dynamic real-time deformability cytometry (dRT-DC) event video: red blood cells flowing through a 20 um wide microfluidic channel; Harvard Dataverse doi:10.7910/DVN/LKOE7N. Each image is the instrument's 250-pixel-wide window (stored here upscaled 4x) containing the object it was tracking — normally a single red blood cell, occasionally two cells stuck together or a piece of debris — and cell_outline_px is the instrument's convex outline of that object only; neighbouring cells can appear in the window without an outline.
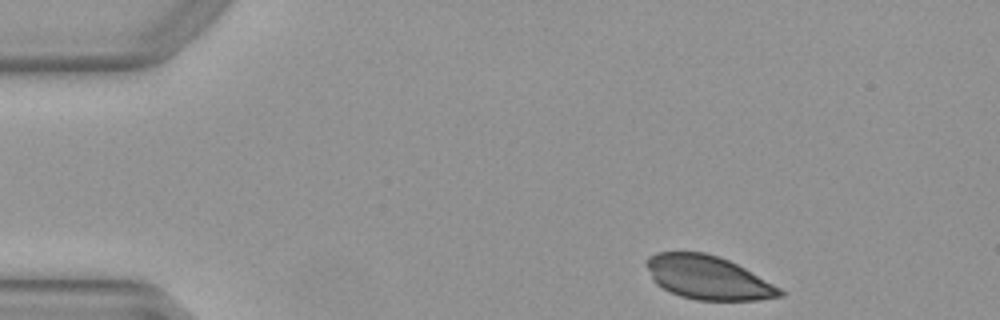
{"species": "Egyptian fruit bat (a non-hibernating species)", "species_latin": "Rousettus aegyptiacus", "temperature_condition": "warm", "stored_images_in_passage": 45, "camera_frame_rate_fps": 3000, "um_per_image_px": 0.085, "animal": {"sex": "female"}, "frame": {"image": 1, "passage_image": 1, "time_ms": 0.0, "image_size_px": [1000, 320], "cell_outline_px": [[784, 296], [756, 300], [696, 300], [680, 296], [656, 284], [652, 280], [644, 264], [644, 260], [648, 256], [656, 252], [704, 252], [720, 256], [744, 268], [780, 288], [784, 292]], "centroid_in_image_um": [60.12, 23.58], "position_along_channel_um": 24.9, "area_um2": 33.93}}
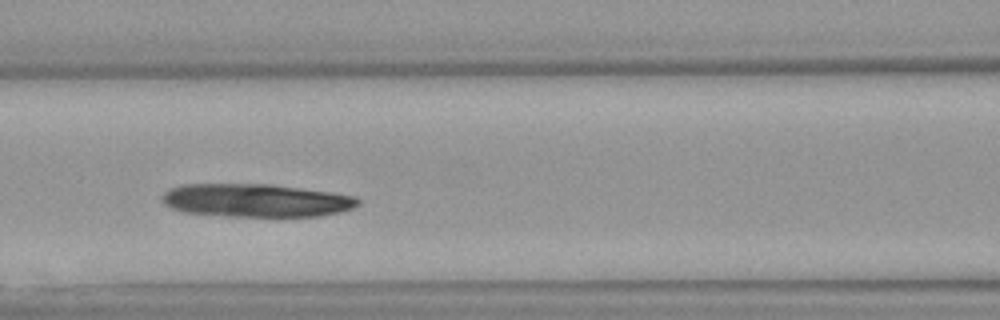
{"frame": {"image": 2, "passage_image": 16, "time_ms": 5.0, "image_size_px": [1000, 320], "cell_outline_px": [[360, 204], [352, 208], [340, 212], [320, 216], [228, 216], [184, 212], [172, 208], [164, 204], [160, 200], [160, 196], [168, 188], [184, 184], [272, 184], [332, 192], [356, 196], [360, 200]], "centroid_in_image_um": [21.75, 17.03], "position_along_channel_um": 144.9, "area_um2": 38.15}}
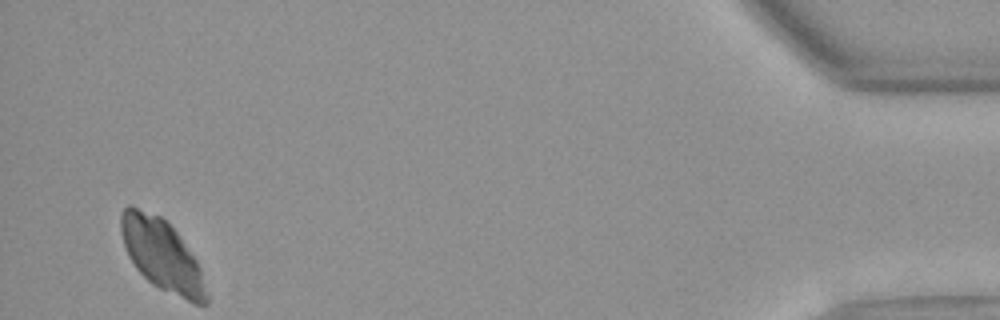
{"frame": {"image": 3, "passage_image": 43, "time_ms": 14.0, "image_size_px": [1000, 320], "cell_outline_px": [[208, 304], [196, 304], [160, 288], [152, 284], [136, 268], [128, 256], [124, 248], [120, 232], [120, 212], [128, 204], [132, 204], [160, 216], [176, 232], [196, 260], [200, 268], [208, 296]], "centroid_in_image_um": [13.71, 21.64], "position_along_channel_um": 421.5, "area_um2": 35.37}}